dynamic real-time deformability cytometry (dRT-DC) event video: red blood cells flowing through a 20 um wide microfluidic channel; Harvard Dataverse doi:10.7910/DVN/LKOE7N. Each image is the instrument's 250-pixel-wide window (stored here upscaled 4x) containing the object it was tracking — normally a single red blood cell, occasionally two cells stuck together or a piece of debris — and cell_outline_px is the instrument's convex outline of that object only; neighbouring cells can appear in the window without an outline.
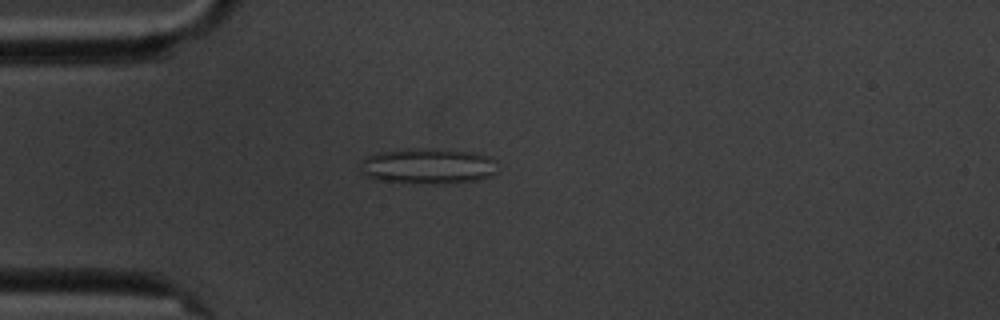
{"species": "common noctule bat (a hibernating species)", "species_latin": "Nyctalus noctula", "temperature_condition": "cold", "stored_images_in_passage": 4, "camera_frame_rate_fps": 3000, "um_per_image_px": 0.085, "animal": {"sex": "male", "body_mass_g": 20.1, "forearm_length_mm": 53.5}, "frame": {"image": 1, "passage_image": 4, "time_ms": 4.333, "image_size_px": [1000, 320], "cell_outline_px": [[496, 172], [488, 176], [476, 180], [452, 184], [432, 184], [376, 180], [360, 172], [360, 160], [376, 152], [416, 148], [476, 152], [492, 156], [496, 160]], "centroid_in_image_um": [36.38, 14.12], "position_along_channel_um": 48.6, "area_um2": 28.84}}